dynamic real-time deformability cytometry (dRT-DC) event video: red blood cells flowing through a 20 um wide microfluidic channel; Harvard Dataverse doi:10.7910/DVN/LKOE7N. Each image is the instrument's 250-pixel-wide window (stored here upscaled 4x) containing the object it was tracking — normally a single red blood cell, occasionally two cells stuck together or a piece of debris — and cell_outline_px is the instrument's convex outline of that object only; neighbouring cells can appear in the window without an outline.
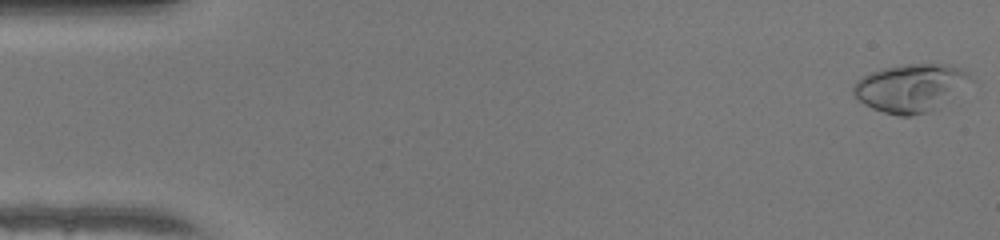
{"species": "human", "species_latin": "Homo sapiens", "temperature_condition": "warm", "stored_images_in_passage": 49, "camera_frame_rate_fps": 3000, "um_per_image_px": 0.085, "donor": {"sex": "female"}, "frame": {"image": 1, "passage_image": 1, "time_ms": 0.0, "image_size_px": [1000, 240], "cell_outline_px": [[972, 80], [936, 108], [928, 112], [908, 116], [900, 116], [884, 112], [872, 108], [864, 104], [852, 92], [852, 88], [856, 80], [872, 72], [884, 68], [904, 64], [948, 64], [960, 68], [968, 72]], "centroid_in_image_um": [77.37, 7.46], "position_along_channel_um": 7.6, "area_um2": 32.19}}
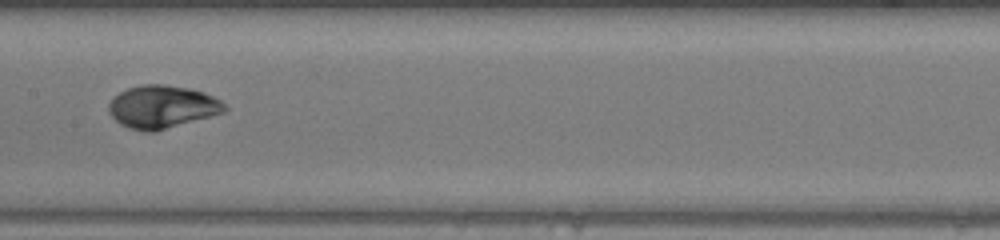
{"frame": {"image": 2, "passage_image": 25, "time_ms": 8.0, "image_size_px": [1000, 240], "cell_outline_px": [[228, 108], [224, 112], [156, 132], [148, 132], [128, 128], [120, 124], [108, 112], [108, 104], [120, 92], [128, 88], [144, 84], [164, 84], [188, 88], [204, 92], [220, 100]], "centroid_in_image_um": [13.78, 9.09], "position_along_channel_um": 193.6, "area_um2": 28.84}}
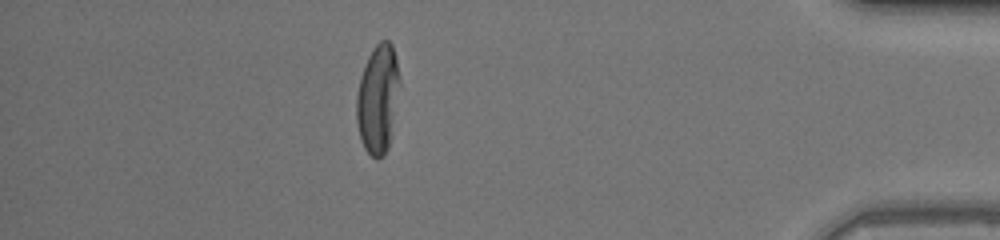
{"frame": {"image": 3, "passage_image": 43, "time_ms": 14.0, "image_size_px": [1000, 240], "cell_outline_px": [[400, 84], [388, 148], [384, 156], [376, 160], [364, 148], [360, 140], [356, 120], [356, 96], [360, 76], [368, 56], [372, 48], [380, 40], [388, 40], [392, 44], [400, 76]], "centroid_in_image_um": [32.1, 8.4], "position_along_channel_um": 403.1, "area_um2": 27.51}, "authors_computed_cell_mechanics": {"area_um2": 28.4954, "velocity_mm_per_s": 4.2727, "shape_relaxation_time_tau1_ms": 2.7801, "shape_relaxation_time_tau2_ms": 0.8516, "deformation_change_tau1": 0.1933, "deformation_change_tau2": 0.0258}}